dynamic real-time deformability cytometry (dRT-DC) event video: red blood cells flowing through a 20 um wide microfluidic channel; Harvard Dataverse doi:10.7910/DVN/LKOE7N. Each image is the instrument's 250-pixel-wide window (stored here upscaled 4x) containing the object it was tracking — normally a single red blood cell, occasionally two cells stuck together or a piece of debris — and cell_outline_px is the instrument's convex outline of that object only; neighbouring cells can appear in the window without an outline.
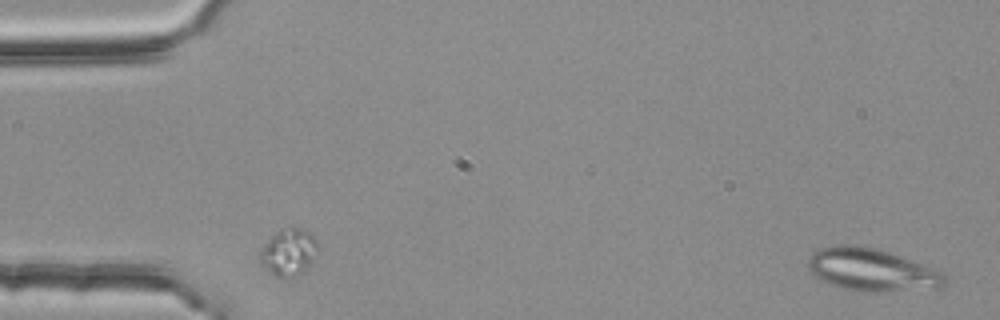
{"species": "common noctule bat (a hibernating species)", "species_latin": "Nyctalus noctula", "temperature_condition": "room temperature", "stored_images_in_passage": 7, "camera_frame_rate_fps": 3000, "um_per_image_px": 0.085, "animal": {"sex": "female", "body_mass_g": 25.1}, "frame": {"image": 1, "passage_image": 1, "time_ms": 0.0, "image_size_px": [1000, 320], "cell_outline_px": [[948, 280], [940, 288], [876, 292], [856, 292], [832, 284], [816, 276], [808, 268], [808, 256], [812, 252], [820, 248], [836, 244], [856, 244], [880, 248], [944, 272]], "centroid_in_image_um": [74.12, 22.92], "position_along_channel_um": 10.9, "area_um2": 34.39}}